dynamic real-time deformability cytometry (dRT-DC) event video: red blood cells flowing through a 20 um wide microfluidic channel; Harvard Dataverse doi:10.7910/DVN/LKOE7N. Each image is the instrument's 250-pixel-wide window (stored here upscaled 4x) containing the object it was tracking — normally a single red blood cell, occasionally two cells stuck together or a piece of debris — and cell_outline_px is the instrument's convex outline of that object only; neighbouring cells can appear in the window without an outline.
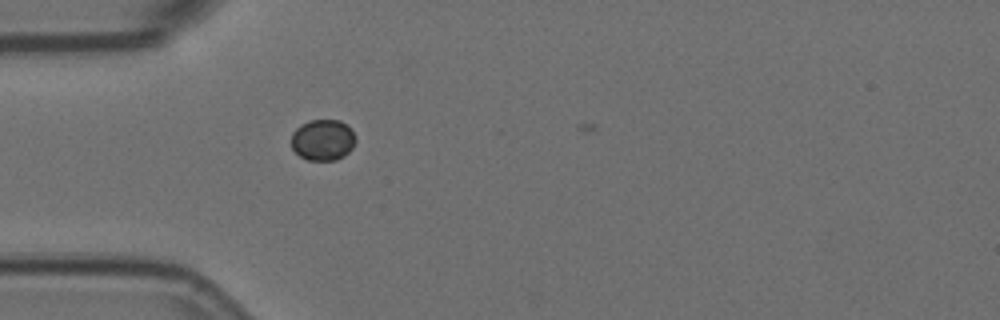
{"species": "Egyptian fruit bat (a non-hibernating species)", "species_latin": "Rousettus aegyptiacus", "temperature_condition": "room temperature", "stored_images_in_passage": 1, "camera_frame_rate_fps": 3000, "um_per_image_px": 0.085, "animal": {"sex": "female"}, "frame": {"image": 1, "passage_image": 1, "time_ms": 0.0, "image_size_px": [1000, 320], "cell_outline_px": [[356, 140], [352, 148], [344, 156], [336, 160], [308, 160], [300, 156], [292, 148], [292, 132], [300, 124], [308, 120], [340, 120], [356, 136]], "centroid_in_image_um": [27.43, 11.89], "position_along_channel_um": 57.6, "area_um2": 15.37}}